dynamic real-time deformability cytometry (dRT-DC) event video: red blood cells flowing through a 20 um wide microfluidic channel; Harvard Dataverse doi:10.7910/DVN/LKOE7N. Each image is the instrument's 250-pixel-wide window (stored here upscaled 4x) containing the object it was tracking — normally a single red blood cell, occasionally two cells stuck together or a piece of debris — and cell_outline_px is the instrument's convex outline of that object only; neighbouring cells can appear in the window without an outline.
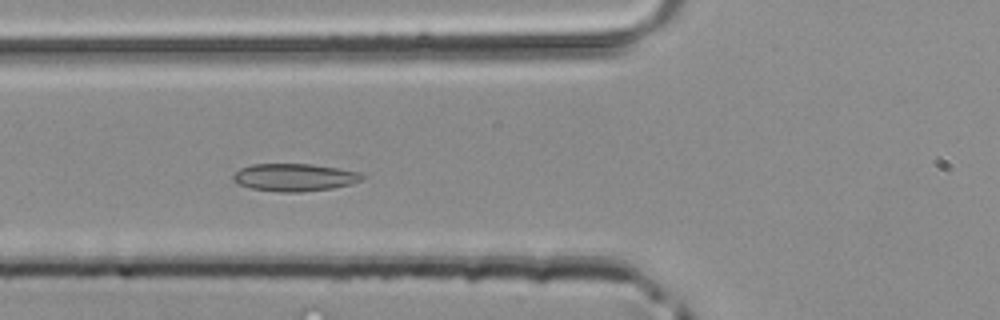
{"species": "common noctule bat (a hibernating species)", "species_latin": "Nyctalus noctula", "temperature_condition": "room temperature", "stored_images_in_passage": 5, "camera_frame_rate_fps": 3000, "um_per_image_px": 0.085, "animal": {"sex": "male", "body_mass_g": 20.4}, "frame": {"image": 1, "passage_image": 5, "time_ms": 1.333, "image_size_px": [1000, 320], "cell_outline_px": [[364, 180], [352, 184], [332, 188], [300, 192], [280, 192], [252, 188], [240, 184], [232, 180], [232, 176], [240, 168], [252, 164], [312, 164], [360, 172], [364, 176]], "centroid_in_image_um": [25.05, 15.07], "position_along_channel_um": 100.7, "area_um2": 20.69}}